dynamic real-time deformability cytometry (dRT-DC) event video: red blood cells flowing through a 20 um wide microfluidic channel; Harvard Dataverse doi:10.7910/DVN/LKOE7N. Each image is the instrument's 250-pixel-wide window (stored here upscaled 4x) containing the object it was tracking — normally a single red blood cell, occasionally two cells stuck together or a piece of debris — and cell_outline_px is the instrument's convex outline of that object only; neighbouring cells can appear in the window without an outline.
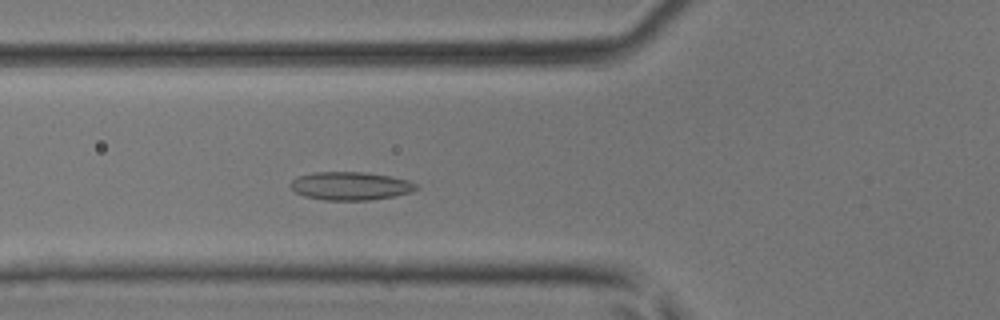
{"species": "common noctule bat (a hibernating species)", "species_latin": "Nyctalus noctula", "temperature_condition": "room temperature", "stored_images_in_passage": 38, "camera_frame_rate_fps": 3000, "um_per_image_px": 0.085, "animal": {"sex": "male", "body_mass_g": 17.9, "forearm_length_mm": 54.2}, "frame": {"image": 1, "passage_image": 9, "time_ms": 2.667, "image_size_px": [1000, 320], "cell_outline_px": [[420, 188], [412, 192], [396, 196], [368, 200], [324, 200], [304, 196], [296, 192], [288, 184], [296, 176], [312, 172], [364, 172], [392, 176], [408, 180], [420, 184]], "centroid_in_image_um": [29.83, 15.8], "position_along_channel_um": 96.0, "area_um2": 21.04}}
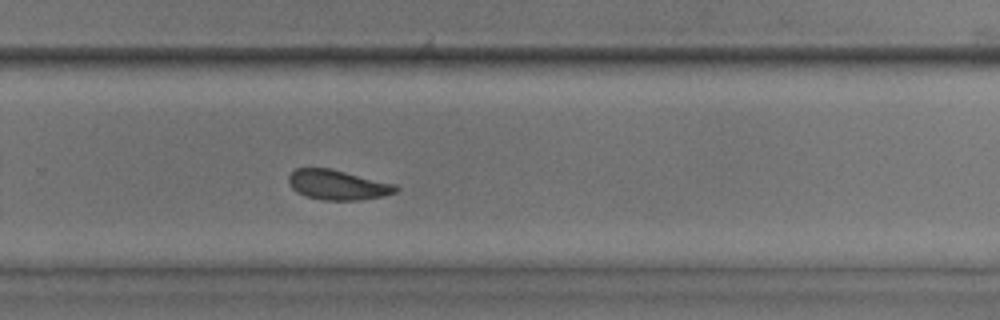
{"frame": {"image": 2, "passage_image": 23, "time_ms": 7.333, "image_size_px": [1000, 320], "cell_outline_px": [[400, 188], [396, 192], [384, 196], [360, 200], [324, 200], [308, 196], [296, 192], [288, 184], [288, 176], [296, 168], [332, 168], [396, 184]], "centroid_in_image_um": [28.72, 15.7], "position_along_channel_um": 301.1, "area_um2": 18.84}}
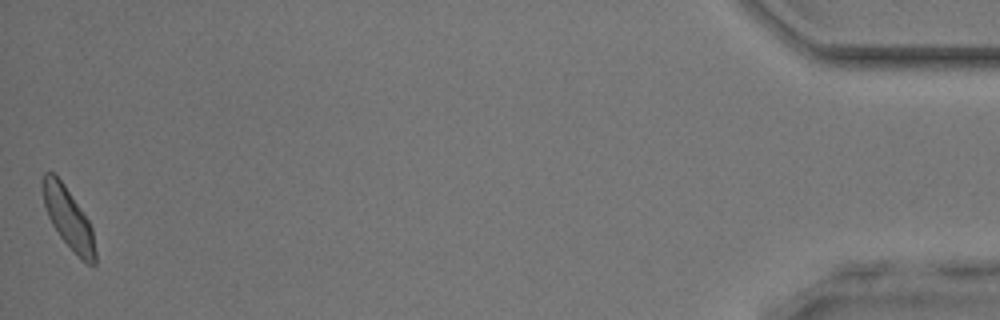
{"frame": {"image": 3, "passage_image": 38, "time_ms": 12.333, "image_size_px": [1000, 320], "cell_outline_px": [[96, 264], [88, 264], [60, 236], [52, 224], [48, 216], [44, 204], [40, 180], [44, 172], [52, 172], [64, 184], [88, 220], [92, 228], [96, 252]], "centroid_in_image_um": [5.78, 18.49], "position_along_channel_um": 429.4, "area_um2": 18.21}}